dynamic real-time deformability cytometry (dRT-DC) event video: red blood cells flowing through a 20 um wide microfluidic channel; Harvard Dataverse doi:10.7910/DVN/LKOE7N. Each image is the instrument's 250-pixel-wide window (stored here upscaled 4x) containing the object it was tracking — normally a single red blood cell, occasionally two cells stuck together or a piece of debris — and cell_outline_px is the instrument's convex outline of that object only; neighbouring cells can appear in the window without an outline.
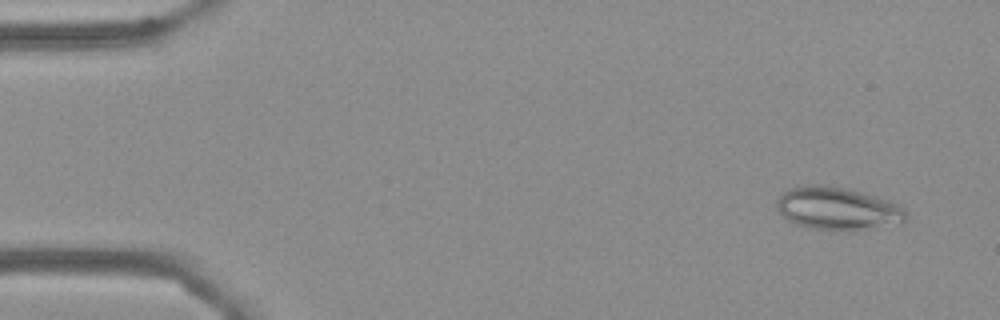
{"species": "Egyptian fruit bat (a non-hibernating species)", "species_latin": "Rousettus aegyptiacus", "temperature_condition": "cold", "stored_images_in_passage": 56, "camera_frame_rate_fps": 3000, "um_per_image_px": 0.085, "frame": {"image": 1, "passage_image": 4, "time_ms": 1.0, "image_size_px": [1000, 320], "cell_outline_px": [[908, 216], [900, 224], [860, 228], [812, 228], [788, 220], [776, 208], [776, 200], [788, 188], [808, 184], [820, 184], [848, 188], [876, 196], [888, 200], [904, 208]], "centroid_in_image_um": [71.18, 17.67], "position_along_channel_um": 13.8, "area_um2": 31.5}}
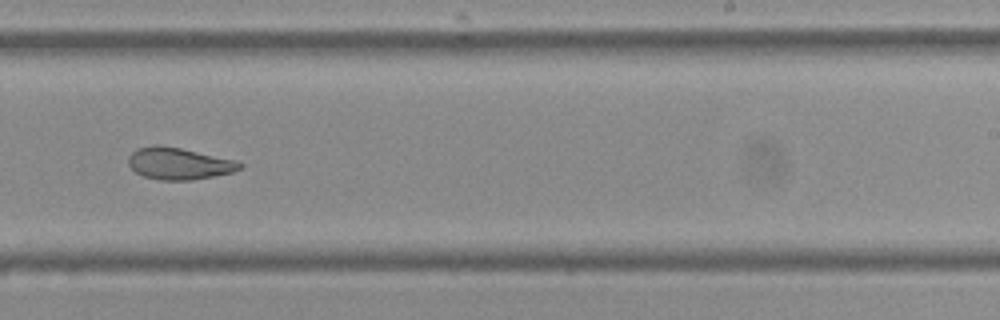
{"frame": {"image": 2, "passage_image": 35, "time_ms": 11.333, "image_size_px": [1000, 320], "cell_outline_px": [[244, 164], [240, 168], [232, 172], [192, 180], [160, 180], [144, 176], [136, 172], [128, 164], [128, 156], [136, 148], [156, 144], [180, 148], [240, 160]], "centroid_in_image_um": [15.22, 13.89], "position_along_channel_um": 273.8, "area_um2": 20.81}}
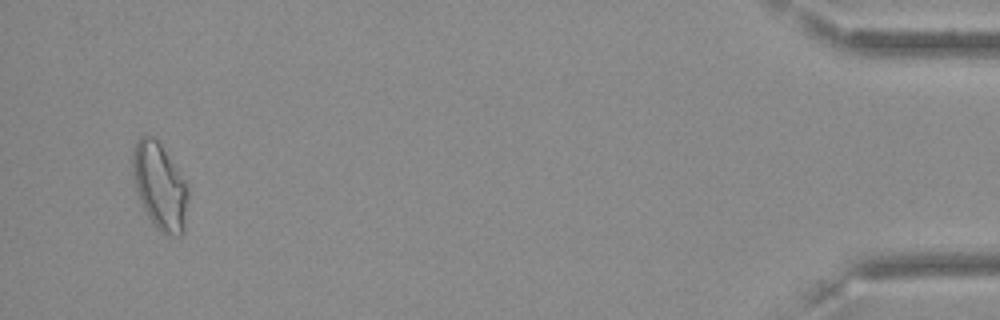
{"frame": {"image": 3, "passage_image": 54, "time_ms": 17.667, "image_size_px": [1000, 320], "cell_outline_px": [[188, 200], [184, 232], [180, 236], [168, 236], [160, 232], [156, 228], [140, 204], [132, 172], [132, 152], [136, 140], [140, 136], [152, 136], [160, 144], [184, 180], [188, 188]], "centroid_in_image_um": [13.57, 15.88], "position_along_channel_um": 421.6, "area_um2": 27.98}, "authors_computed_cell_mechanics": {"area_um2": 23.5535, "velocity_mm_per_s": 3.6008, "shape_relaxation_time_tau1_ms": null, "shape_relaxation_time_tau2_ms": 4.781, "deformation_change_tau1": null, "deformation_change_tau2": 0.1081}}